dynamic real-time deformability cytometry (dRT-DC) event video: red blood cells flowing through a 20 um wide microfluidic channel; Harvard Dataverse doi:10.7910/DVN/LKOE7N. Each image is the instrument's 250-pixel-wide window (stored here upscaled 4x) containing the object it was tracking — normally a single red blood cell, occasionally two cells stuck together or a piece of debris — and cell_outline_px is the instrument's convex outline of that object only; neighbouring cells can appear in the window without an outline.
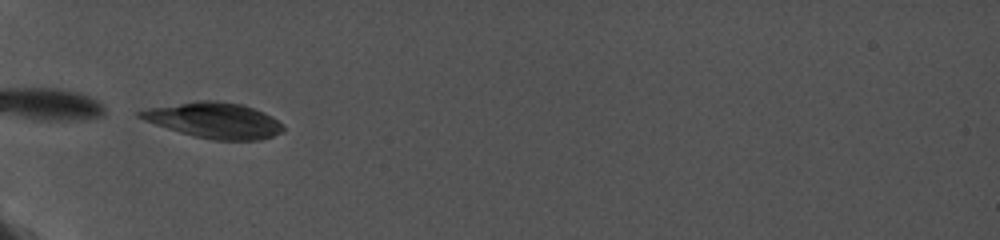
{"species": "common noctule bat (a hibernating species)", "species_latin": "Nyctalus noctula", "temperature_condition": "cold", "stored_images_in_passage": 26, "camera_frame_rate_fps": 5000, "um_per_image_px": 0.085, "animal": {"sex": "female", "body_mass_g": 19.0, "forearm_length_mm": 56.7}, "frame": {"image": 1, "passage_image": 1, "time_ms": 0.0, "image_size_px": [1000, 240], "cell_outline_px": [[284, 132], [260, 140], [212, 140], [192, 136], [144, 120], [136, 116], [136, 112], [148, 108], [196, 100], [216, 100], [244, 104], [264, 112], [272, 116], [284, 124]], "centroid_in_image_um": [18.24, 10.22], "position_along_channel_um": 66.8, "area_um2": 30.0}}